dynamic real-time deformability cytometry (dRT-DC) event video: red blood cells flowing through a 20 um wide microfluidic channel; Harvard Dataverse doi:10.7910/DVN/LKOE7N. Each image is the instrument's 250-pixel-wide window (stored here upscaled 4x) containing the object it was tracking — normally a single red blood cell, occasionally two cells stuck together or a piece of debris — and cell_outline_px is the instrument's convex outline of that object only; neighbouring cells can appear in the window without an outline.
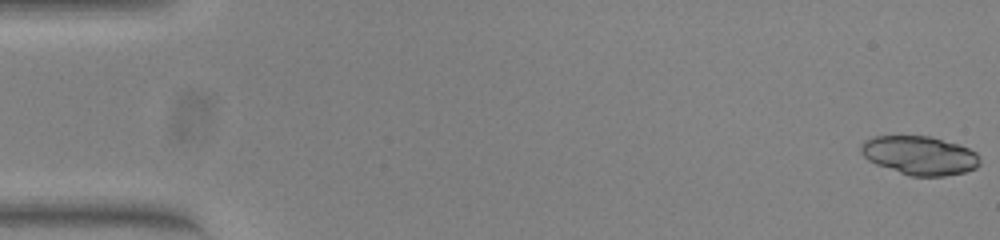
{"species": "common noctule bat (a hibernating species)", "species_latin": "Nyctalus noctula", "temperature_condition": "warm", "stored_images_in_passage": 53, "segment_of_instrument_passage": [1, 2], "camera_frame_rate_fps": 3000, "um_per_image_px": 0.085, "animal": {"sex": "female", "body_mass_g": 23.0, "forearm_length_mm": 53.4}, "frame": {"image": 1, "passage_image": 1, "time_ms": 0.0, "image_size_px": [1000, 240], "cell_outline_px": [[980, 164], [976, 168], [964, 172], [944, 176], [912, 176], [876, 164], [868, 160], [860, 152], [860, 144], [864, 140], [872, 136], [928, 136], [956, 144], [968, 148], [976, 152], [980, 156]], "centroid_in_image_um": [78.15, 13.21], "position_along_channel_um": 6.8, "area_um2": 26.76}}
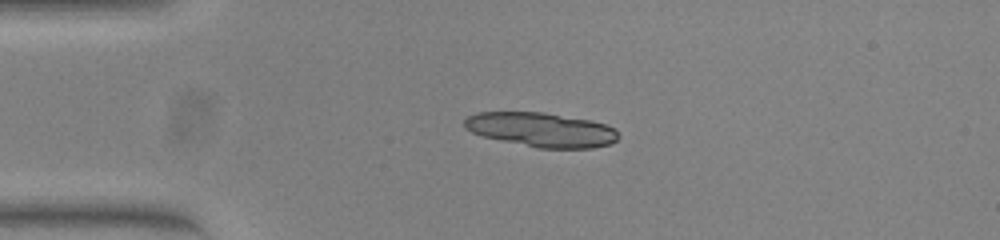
{"frame": {"image": 2, "passage_image": 13, "time_ms": 4.0, "image_size_px": [1000, 240], "cell_outline_px": [[620, 136], [616, 140], [608, 144], [592, 148], [536, 148], [484, 136], [472, 132], [464, 128], [464, 120], [468, 116], [476, 112], [544, 112], [592, 120], [608, 124], [616, 128]], "centroid_in_image_um": [46.05, 11.01], "position_along_channel_um": 39.0, "area_um2": 30.98}}